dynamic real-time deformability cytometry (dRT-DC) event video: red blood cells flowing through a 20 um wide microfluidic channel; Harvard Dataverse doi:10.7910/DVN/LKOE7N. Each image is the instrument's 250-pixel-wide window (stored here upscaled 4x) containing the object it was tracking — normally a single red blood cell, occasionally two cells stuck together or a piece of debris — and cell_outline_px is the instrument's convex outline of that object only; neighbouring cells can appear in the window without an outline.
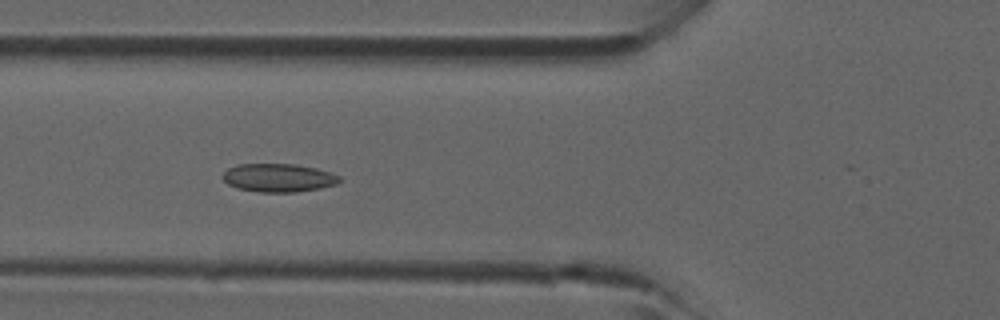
{"species": "common noctule bat (a hibernating species)", "species_latin": "Nyctalus noctula", "temperature_condition": "room temperature", "stored_images_in_passage": 25, "camera_frame_rate_fps": 3000, "um_per_image_px": 0.085, "animal": {"sex": "male", "forearm_length_mm": 52.5}, "frame": {"image": 1, "passage_image": 17, "time_ms": 5.333, "image_size_px": [1000, 320], "cell_outline_px": [[340, 180], [336, 184], [320, 188], [296, 192], [260, 192], [236, 188], [228, 184], [220, 176], [228, 168], [236, 164], [296, 164], [316, 168], [332, 172], [340, 176]], "centroid_in_image_um": [23.65, 15.1], "position_along_channel_um": 102.1, "area_um2": 19.42}}